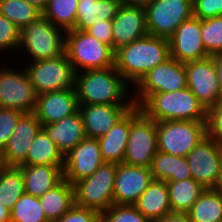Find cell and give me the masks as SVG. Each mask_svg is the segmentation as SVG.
<instances>
[{
    "instance_id": "cell-43",
    "label": "cell",
    "mask_w": 222,
    "mask_h": 222,
    "mask_svg": "<svg viewBox=\"0 0 222 222\" xmlns=\"http://www.w3.org/2000/svg\"><path fill=\"white\" fill-rule=\"evenodd\" d=\"M86 32L112 48V20L99 21L93 26H90Z\"/></svg>"
},
{
    "instance_id": "cell-36",
    "label": "cell",
    "mask_w": 222,
    "mask_h": 222,
    "mask_svg": "<svg viewBox=\"0 0 222 222\" xmlns=\"http://www.w3.org/2000/svg\"><path fill=\"white\" fill-rule=\"evenodd\" d=\"M201 38L209 56L222 55V16L201 20Z\"/></svg>"
},
{
    "instance_id": "cell-46",
    "label": "cell",
    "mask_w": 222,
    "mask_h": 222,
    "mask_svg": "<svg viewBox=\"0 0 222 222\" xmlns=\"http://www.w3.org/2000/svg\"><path fill=\"white\" fill-rule=\"evenodd\" d=\"M120 1H121V4L123 5L146 7L153 0H120Z\"/></svg>"
},
{
    "instance_id": "cell-3",
    "label": "cell",
    "mask_w": 222,
    "mask_h": 222,
    "mask_svg": "<svg viewBox=\"0 0 222 222\" xmlns=\"http://www.w3.org/2000/svg\"><path fill=\"white\" fill-rule=\"evenodd\" d=\"M138 107L147 118L155 122L206 121L207 109L188 87L150 94Z\"/></svg>"
},
{
    "instance_id": "cell-51",
    "label": "cell",
    "mask_w": 222,
    "mask_h": 222,
    "mask_svg": "<svg viewBox=\"0 0 222 222\" xmlns=\"http://www.w3.org/2000/svg\"><path fill=\"white\" fill-rule=\"evenodd\" d=\"M3 166H4V164H3V162L0 160V173H1V171H2Z\"/></svg>"
},
{
    "instance_id": "cell-50",
    "label": "cell",
    "mask_w": 222,
    "mask_h": 222,
    "mask_svg": "<svg viewBox=\"0 0 222 222\" xmlns=\"http://www.w3.org/2000/svg\"><path fill=\"white\" fill-rule=\"evenodd\" d=\"M218 104L222 107V95L219 98Z\"/></svg>"
},
{
    "instance_id": "cell-8",
    "label": "cell",
    "mask_w": 222,
    "mask_h": 222,
    "mask_svg": "<svg viewBox=\"0 0 222 222\" xmlns=\"http://www.w3.org/2000/svg\"><path fill=\"white\" fill-rule=\"evenodd\" d=\"M23 65L38 95L75 88L76 72L66 53L57 58L27 62L21 66Z\"/></svg>"
},
{
    "instance_id": "cell-24",
    "label": "cell",
    "mask_w": 222,
    "mask_h": 222,
    "mask_svg": "<svg viewBox=\"0 0 222 222\" xmlns=\"http://www.w3.org/2000/svg\"><path fill=\"white\" fill-rule=\"evenodd\" d=\"M24 178L25 193L40 197L54 188L63 179L61 165H20Z\"/></svg>"
},
{
    "instance_id": "cell-29",
    "label": "cell",
    "mask_w": 222,
    "mask_h": 222,
    "mask_svg": "<svg viewBox=\"0 0 222 222\" xmlns=\"http://www.w3.org/2000/svg\"><path fill=\"white\" fill-rule=\"evenodd\" d=\"M21 165H61L64 166V155L42 128L31 142L26 160Z\"/></svg>"
},
{
    "instance_id": "cell-13",
    "label": "cell",
    "mask_w": 222,
    "mask_h": 222,
    "mask_svg": "<svg viewBox=\"0 0 222 222\" xmlns=\"http://www.w3.org/2000/svg\"><path fill=\"white\" fill-rule=\"evenodd\" d=\"M192 178L205 189H216L222 166V146L207 136L186 156Z\"/></svg>"
},
{
    "instance_id": "cell-39",
    "label": "cell",
    "mask_w": 222,
    "mask_h": 222,
    "mask_svg": "<svg viewBox=\"0 0 222 222\" xmlns=\"http://www.w3.org/2000/svg\"><path fill=\"white\" fill-rule=\"evenodd\" d=\"M23 114L16 109L0 108V153L13 135L16 124Z\"/></svg>"
},
{
    "instance_id": "cell-12",
    "label": "cell",
    "mask_w": 222,
    "mask_h": 222,
    "mask_svg": "<svg viewBox=\"0 0 222 222\" xmlns=\"http://www.w3.org/2000/svg\"><path fill=\"white\" fill-rule=\"evenodd\" d=\"M158 151L156 122L141 113L132 123L123 163L150 168Z\"/></svg>"
},
{
    "instance_id": "cell-32",
    "label": "cell",
    "mask_w": 222,
    "mask_h": 222,
    "mask_svg": "<svg viewBox=\"0 0 222 222\" xmlns=\"http://www.w3.org/2000/svg\"><path fill=\"white\" fill-rule=\"evenodd\" d=\"M24 193V178L21 168L4 165L0 173V203L11 210Z\"/></svg>"
},
{
    "instance_id": "cell-7",
    "label": "cell",
    "mask_w": 222,
    "mask_h": 222,
    "mask_svg": "<svg viewBox=\"0 0 222 222\" xmlns=\"http://www.w3.org/2000/svg\"><path fill=\"white\" fill-rule=\"evenodd\" d=\"M158 150L186 157L206 136L205 121L169 120L156 122Z\"/></svg>"
},
{
    "instance_id": "cell-20",
    "label": "cell",
    "mask_w": 222,
    "mask_h": 222,
    "mask_svg": "<svg viewBox=\"0 0 222 222\" xmlns=\"http://www.w3.org/2000/svg\"><path fill=\"white\" fill-rule=\"evenodd\" d=\"M134 105L79 104L87 138L104 136Z\"/></svg>"
},
{
    "instance_id": "cell-10",
    "label": "cell",
    "mask_w": 222,
    "mask_h": 222,
    "mask_svg": "<svg viewBox=\"0 0 222 222\" xmlns=\"http://www.w3.org/2000/svg\"><path fill=\"white\" fill-rule=\"evenodd\" d=\"M187 87L185 63L168 58L145 74L134 86L133 102L139 106L150 94L172 92Z\"/></svg>"
},
{
    "instance_id": "cell-45",
    "label": "cell",
    "mask_w": 222,
    "mask_h": 222,
    "mask_svg": "<svg viewBox=\"0 0 222 222\" xmlns=\"http://www.w3.org/2000/svg\"><path fill=\"white\" fill-rule=\"evenodd\" d=\"M215 64H216V72L218 78V84L222 94V55L214 56Z\"/></svg>"
},
{
    "instance_id": "cell-18",
    "label": "cell",
    "mask_w": 222,
    "mask_h": 222,
    "mask_svg": "<svg viewBox=\"0 0 222 222\" xmlns=\"http://www.w3.org/2000/svg\"><path fill=\"white\" fill-rule=\"evenodd\" d=\"M42 129L34 113H24L18 120L13 135L0 153V160L6 166H20L27 158L31 142Z\"/></svg>"
},
{
    "instance_id": "cell-41",
    "label": "cell",
    "mask_w": 222,
    "mask_h": 222,
    "mask_svg": "<svg viewBox=\"0 0 222 222\" xmlns=\"http://www.w3.org/2000/svg\"><path fill=\"white\" fill-rule=\"evenodd\" d=\"M193 17L200 20L222 16V0H192Z\"/></svg>"
},
{
    "instance_id": "cell-35",
    "label": "cell",
    "mask_w": 222,
    "mask_h": 222,
    "mask_svg": "<svg viewBox=\"0 0 222 222\" xmlns=\"http://www.w3.org/2000/svg\"><path fill=\"white\" fill-rule=\"evenodd\" d=\"M10 222H48L39 197L22 194L10 210Z\"/></svg>"
},
{
    "instance_id": "cell-14",
    "label": "cell",
    "mask_w": 222,
    "mask_h": 222,
    "mask_svg": "<svg viewBox=\"0 0 222 222\" xmlns=\"http://www.w3.org/2000/svg\"><path fill=\"white\" fill-rule=\"evenodd\" d=\"M187 87L204 105L210 108L218 103L221 90L218 84L214 56L185 63Z\"/></svg>"
},
{
    "instance_id": "cell-21",
    "label": "cell",
    "mask_w": 222,
    "mask_h": 222,
    "mask_svg": "<svg viewBox=\"0 0 222 222\" xmlns=\"http://www.w3.org/2000/svg\"><path fill=\"white\" fill-rule=\"evenodd\" d=\"M78 107L75 88H71L39 94L33 113L43 126L66 118Z\"/></svg>"
},
{
    "instance_id": "cell-27",
    "label": "cell",
    "mask_w": 222,
    "mask_h": 222,
    "mask_svg": "<svg viewBox=\"0 0 222 222\" xmlns=\"http://www.w3.org/2000/svg\"><path fill=\"white\" fill-rule=\"evenodd\" d=\"M154 180L165 182L191 179L192 174L186 157L157 151L150 166Z\"/></svg>"
},
{
    "instance_id": "cell-6",
    "label": "cell",
    "mask_w": 222,
    "mask_h": 222,
    "mask_svg": "<svg viewBox=\"0 0 222 222\" xmlns=\"http://www.w3.org/2000/svg\"><path fill=\"white\" fill-rule=\"evenodd\" d=\"M116 163L105 162L89 177L76 182L75 205L101 213L114 204Z\"/></svg>"
},
{
    "instance_id": "cell-42",
    "label": "cell",
    "mask_w": 222,
    "mask_h": 222,
    "mask_svg": "<svg viewBox=\"0 0 222 222\" xmlns=\"http://www.w3.org/2000/svg\"><path fill=\"white\" fill-rule=\"evenodd\" d=\"M55 222H100V213L96 210L74 204Z\"/></svg>"
},
{
    "instance_id": "cell-48",
    "label": "cell",
    "mask_w": 222,
    "mask_h": 222,
    "mask_svg": "<svg viewBox=\"0 0 222 222\" xmlns=\"http://www.w3.org/2000/svg\"><path fill=\"white\" fill-rule=\"evenodd\" d=\"M0 222H10V210L0 203Z\"/></svg>"
},
{
    "instance_id": "cell-37",
    "label": "cell",
    "mask_w": 222,
    "mask_h": 222,
    "mask_svg": "<svg viewBox=\"0 0 222 222\" xmlns=\"http://www.w3.org/2000/svg\"><path fill=\"white\" fill-rule=\"evenodd\" d=\"M100 222H154L146 218L134 205L113 204L100 213Z\"/></svg>"
},
{
    "instance_id": "cell-17",
    "label": "cell",
    "mask_w": 222,
    "mask_h": 222,
    "mask_svg": "<svg viewBox=\"0 0 222 222\" xmlns=\"http://www.w3.org/2000/svg\"><path fill=\"white\" fill-rule=\"evenodd\" d=\"M153 180L150 168L117 164L114 204L134 205Z\"/></svg>"
},
{
    "instance_id": "cell-2",
    "label": "cell",
    "mask_w": 222,
    "mask_h": 222,
    "mask_svg": "<svg viewBox=\"0 0 222 222\" xmlns=\"http://www.w3.org/2000/svg\"><path fill=\"white\" fill-rule=\"evenodd\" d=\"M170 58L169 41L146 35L115 51V68L133 87L158 64Z\"/></svg>"
},
{
    "instance_id": "cell-4",
    "label": "cell",
    "mask_w": 222,
    "mask_h": 222,
    "mask_svg": "<svg viewBox=\"0 0 222 222\" xmlns=\"http://www.w3.org/2000/svg\"><path fill=\"white\" fill-rule=\"evenodd\" d=\"M65 35V30L41 16L20 30L18 51L24 50L26 62L57 58L65 53Z\"/></svg>"
},
{
    "instance_id": "cell-30",
    "label": "cell",
    "mask_w": 222,
    "mask_h": 222,
    "mask_svg": "<svg viewBox=\"0 0 222 222\" xmlns=\"http://www.w3.org/2000/svg\"><path fill=\"white\" fill-rule=\"evenodd\" d=\"M171 210L188 213L205 188L193 178L167 182Z\"/></svg>"
},
{
    "instance_id": "cell-33",
    "label": "cell",
    "mask_w": 222,
    "mask_h": 222,
    "mask_svg": "<svg viewBox=\"0 0 222 222\" xmlns=\"http://www.w3.org/2000/svg\"><path fill=\"white\" fill-rule=\"evenodd\" d=\"M79 0H48L42 16L65 31L75 27Z\"/></svg>"
},
{
    "instance_id": "cell-22",
    "label": "cell",
    "mask_w": 222,
    "mask_h": 222,
    "mask_svg": "<svg viewBox=\"0 0 222 222\" xmlns=\"http://www.w3.org/2000/svg\"><path fill=\"white\" fill-rule=\"evenodd\" d=\"M141 113V109L134 105L104 136L98 138L105 162L123 163L131 123Z\"/></svg>"
},
{
    "instance_id": "cell-16",
    "label": "cell",
    "mask_w": 222,
    "mask_h": 222,
    "mask_svg": "<svg viewBox=\"0 0 222 222\" xmlns=\"http://www.w3.org/2000/svg\"><path fill=\"white\" fill-rule=\"evenodd\" d=\"M170 57L187 63L209 57L201 38V20L191 17L181 23L168 39Z\"/></svg>"
},
{
    "instance_id": "cell-1",
    "label": "cell",
    "mask_w": 222,
    "mask_h": 222,
    "mask_svg": "<svg viewBox=\"0 0 222 222\" xmlns=\"http://www.w3.org/2000/svg\"><path fill=\"white\" fill-rule=\"evenodd\" d=\"M132 87L115 66L77 72L75 77L78 104L134 105Z\"/></svg>"
},
{
    "instance_id": "cell-49",
    "label": "cell",
    "mask_w": 222,
    "mask_h": 222,
    "mask_svg": "<svg viewBox=\"0 0 222 222\" xmlns=\"http://www.w3.org/2000/svg\"><path fill=\"white\" fill-rule=\"evenodd\" d=\"M216 189L222 192V166H221V173H220L219 183H218V186H217Z\"/></svg>"
},
{
    "instance_id": "cell-40",
    "label": "cell",
    "mask_w": 222,
    "mask_h": 222,
    "mask_svg": "<svg viewBox=\"0 0 222 222\" xmlns=\"http://www.w3.org/2000/svg\"><path fill=\"white\" fill-rule=\"evenodd\" d=\"M206 134L222 146V107L217 103L207 108Z\"/></svg>"
},
{
    "instance_id": "cell-47",
    "label": "cell",
    "mask_w": 222,
    "mask_h": 222,
    "mask_svg": "<svg viewBox=\"0 0 222 222\" xmlns=\"http://www.w3.org/2000/svg\"><path fill=\"white\" fill-rule=\"evenodd\" d=\"M30 5H33L43 12L48 4V0H26Z\"/></svg>"
},
{
    "instance_id": "cell-34",
    "label": "cell",
    "mask_w": 222,
    "mask_h": 222,
    "mask_svg": "<svg viewBox=\"0 0 222 222\" xmlns=\"http://www.w3.org/2000/svg\"><path fill=\"white\" fill-rule=\"evenodd\" d=\"M0 14L20 30L42 16V12L26 0H0Z\"/></svg>"
},
{
    "instance_id": "cell-15",
    "label": "cell",
    "mask_w": 222,
    "mask_h": 222,
    "mask_svg": "<svg viewBox=\"0 0 222 222\" xmlns=\"http://www.w3.org/2000/svg\"><path fill=\"white\" fill-rule=\"evenodd\" d=\"M104 163L98 139L86 137L64 155V179L74 185L91 176Z\"/></svg>"
},
{
    "instance_id": "cell-9",
    "label": "cell",
    "mask_w": 222,
    "mask_h": 222,
    "mask_svg": "<svg viewBox=\"0 0 222 222\" xmlns=\"http://www.w3.org/2000/svg\"><path fill=\"white\" fill-rule=\"evenodd\" d=\"M0 64V108L33 113L38 94L24 67ZM6 65V66H5ZM15 68V69H14ZM19 70V71H18Z\"/></svg>"
},
{
    "instance_id": "cell-23",
    "label": "cell",
    "mask_w": 222,
    "mask_h": 222,
    "mask_svg": "<svg viewBox=\"0 0 222 222\" xmlns=\"http://www.w3.org/2000/svg\"><path fill=\"white\" fill-rule=\"evenodd\" d=\"M42 128L49 135V138L55 142L63 155L67 154L86 138L79 109L60 121L43 125Z\"/></svg>"
},
{
    "instance_id": "cell-19",
    "label": "cell",
    "mask_w": 222,
    "mask_h": 222,
    "mask_svg": "<svg viewBox=\"0 0 222 222\" xmlns=\"http://www.w3.org/2000/svg\"><path fill=\"white\" fill-rule=\"evenodd\" d=\"M112 33L114 51L148 35L145 7L122 4L112 19Z\"/></svg>"
},
{
    "instance_id": "cell-28",
    "label": "cell",
    "mask_w": 222,
    "mask_h": 222,
    "mask_svg": "<svg viewBox=\"0 0 222 222\" xmlns=\"http://www.w3.org/2000/svg\"><path fill=\"white\" fill-rule=\"evenodd\" d=\"M43 211L48 221L61 218L74 204V187L63 179L54 188L39 197Z\"/></svg>"
},
{
    "instance_id": "cell-44",
    "label": "cell",
    "mask_w": 222,
    "mask_h": 222,
    "mask_svg": "<svg viewBox=\"0 0 222 222\" xmlns=\"http://www.w3.org/2000/svg\"><path fill=\"white\" fill-rule=\"evenodd\" d=\"M154 222H191V219L188 213L171 211L162 219Z\"/></svg>"
},
{
    "instance_id": "cell-26",
    "label": "cell",
    "mask_w": 222,
    "mask_h": 222,
    "mask_svg": "<svg viewBox=\"0 0 222 222\" xmlns=\"http://www.w3.org/2000/svg\"><path fill=\"white\" fill-rule=\"evenodd\" d=\"M121 5L120 0H79L73 29L86 31L99 21L112 20Z\"/></svg>"
},
{
    "instance_id": "cell-5",
    "label": "cell",
    "mask_w": 222,
    "mask_h": 222,
    "mask_svg": "<svg viewBox=\"0 0 222 222\" xmlns=\"http://www.w3.org/2000/svg\"><path fill=\"white\" fill-rule=\"evenodd\" d=\"M65 53L76 73L115 65V51L84 30L66 31Z\"/></svg>"
},
{
    "instance_id": "cell-25",
    "label": "cell",
    "mask_w": 222,
    "mask_h": 222,
    "mask_svg": "<svg viewBox=\"0 0 222 222\" xmlns=\"http://www.w3.org/2000/svg\"><path fill=\"white\" fill-rule=\"evenodd\" d=\"M134 206L152 221L162 219L172 211L167 182L153 180Z\"/></svg>"
},
{
    "instance_id": "cell-11",
    "label": "cell",
    "mask_w": 222,
    "mask_h": 222,
    "mask_svg": "<svg viewBox=\"0 0 222 222\" xmlns=\"http://www.w3.org/2000/svg\"><path fill=\"white\" fill-rule=\"evenodd\" d=\"M145 11L148 35L166 39L181 23L193 17L192 0H153Z\"/></svg>"
},
{
    "instance_id": "cell-31",
    "label": "cell",
    "mask_w": 222,
    "mask_h": 222,
    "mask_svg": "<svg viewBox=\"0 0 222 222\" xmlns=\"http://www.w3.org/2000/svg\"><path fill=\"white\" fill-rule=\"evenodd\" d=\"M188 214L191 222H222V192L205 189Z\"/></svg>"
},
{
    "instance_id": "cell-38",
    "label": "cell",
    "mask_w": 222,
    "mask_h": 222,
    "mask_svg": "<svg viewBox=\"0 0 222 222\" xmlns=\"http://www.w3.org/2000/svg\"><path fill=\"white\" fill-rule=\"evenodd\" d=\"M20 44V29L8 20L5 16L0 14V54L5 51L18 52Z\"/></svg>"
}]
</instances>
